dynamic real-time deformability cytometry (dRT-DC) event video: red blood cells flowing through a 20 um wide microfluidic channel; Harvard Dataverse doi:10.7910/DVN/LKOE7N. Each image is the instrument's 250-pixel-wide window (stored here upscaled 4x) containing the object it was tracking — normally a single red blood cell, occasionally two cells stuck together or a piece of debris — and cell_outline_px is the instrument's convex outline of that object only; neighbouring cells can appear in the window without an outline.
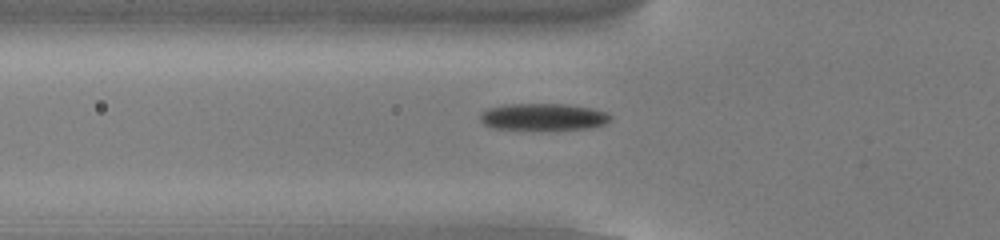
{"species": "common noctule bat (a hibernating species)", "species_latin": "Nyctalus noctula", "temperature_condition": "cold", "stored_images_in_passage": 46, "camera_frame_rate_fps": 3000, "um_per_image_px": 0.085, "animal": {"sex": "male", "body_mass_g": 13.0, "forearm_length_mm": 53.1}, "frame": {"image": 1, "passage_image": 11, "time_ms": 3.333, "image_size_px": [1000, 240], "cell_outline_px": [[612, 120], [604, 124], [588, 128], [492, 128], [484, 124], [480, 120], [480, 112], [488, 108], [508, 104], [564, 104], [592, 108], [608, 112], [612, 116]], "centroid_in_image_um": [46.19, 9.9], "position_along_channel_um": 79.6, "area_um2": 20.0}}
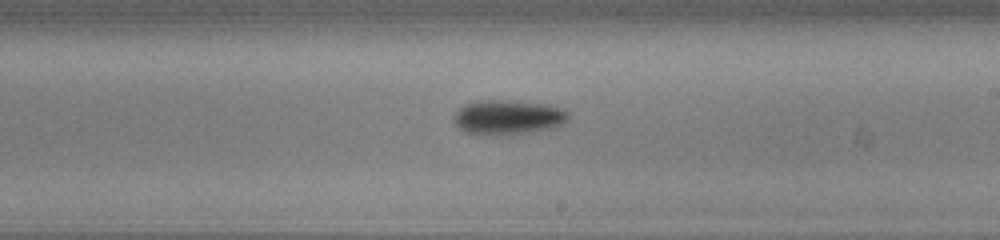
{"frame": {"image": 2, "passage_image": 24, "time_ms": 7.667, "image_size_px": [1000, 240], "cell_outline_px": [[568, 116], [564, 124], [552, 128], [512, 136], [468, 132], [460, 128], [456, 124], [452, 116], [464, 104], [476, 100], [504, 100], [548, 104], [560, 108], [568, 112]], "centroid_in_image_um": [43.19, 9.96], "position_along_channel_um": 245.8, "area_um2": 23.18}}
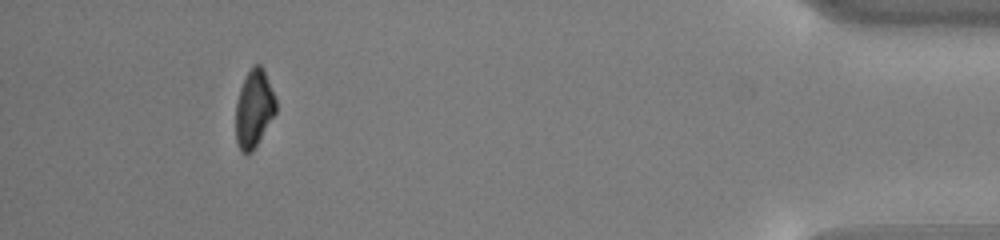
{"frame": {"image": 3, "passage_image": 42, "time_ms": 13.667, "image_size_px": [1000, 240], "cell_outline_px": [[276, 112], [252, 152], [248, 156], [244, 156], [240, 152], [236, 140], [236, 104], [240, 88], [252, 64], [260, 64], [264, 68], [276, 100]], "centroid_in_image_um": [21.58, 9.26], "position_along_channel_um": 413.6, "area_um2": 18.26}, "authors_computed_cell_mechanics": {"area_um2": 20.2589, "velocity_mm_per_s": 3.8359, "shape_relaxation_time_tau1_ms": 2.0808, "shape_relaxation_time_tau2_ms": null, "deformation_change_tau1": 0.1278, "deformation_change_tau2": null}}